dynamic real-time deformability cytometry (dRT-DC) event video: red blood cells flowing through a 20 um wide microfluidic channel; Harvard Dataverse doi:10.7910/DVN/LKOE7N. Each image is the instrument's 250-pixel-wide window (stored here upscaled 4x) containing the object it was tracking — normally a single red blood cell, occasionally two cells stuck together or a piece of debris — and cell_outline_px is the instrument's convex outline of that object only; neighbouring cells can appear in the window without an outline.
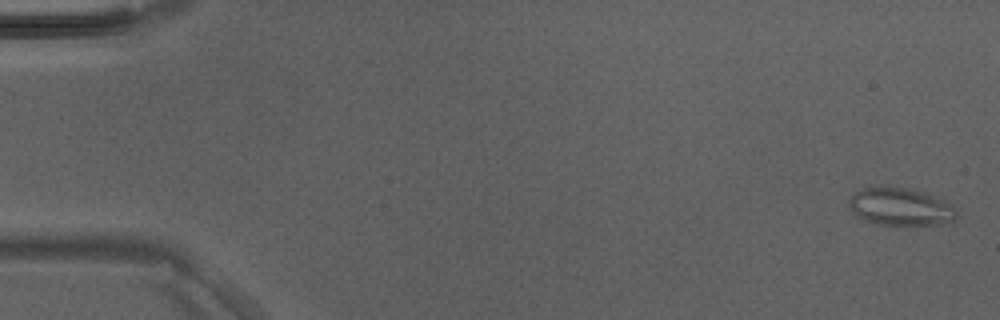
{"species": "Egyptian fruit bat (a non-hibernating species)", "species_latin": "Rousettus aegyptiacus", "temperature_condition": "room temperature", "stored_images_in_passage": 6, "camera_frame_rate_fps": 3000, "um_per_image_px": 0.085, "animal": {"sex": "male"}, "frame": {"image": 1, "passage_image": 1, "time_ms": 0.0, "image_size_px": [1000, 320], "cell_outline_px": [[956, 220], [944, 224], [880, 224], [864, 220], [852, 212], [848, 204], [848, 200], [856, 192], [864, 188], [904, 188], [920, 192], [944, 200], [952, 204], [956, 212]], "centroid_in_image_um": [76.55, 17.6], "position_along_channel_um": 8.4, "area_um2": 22.95}}